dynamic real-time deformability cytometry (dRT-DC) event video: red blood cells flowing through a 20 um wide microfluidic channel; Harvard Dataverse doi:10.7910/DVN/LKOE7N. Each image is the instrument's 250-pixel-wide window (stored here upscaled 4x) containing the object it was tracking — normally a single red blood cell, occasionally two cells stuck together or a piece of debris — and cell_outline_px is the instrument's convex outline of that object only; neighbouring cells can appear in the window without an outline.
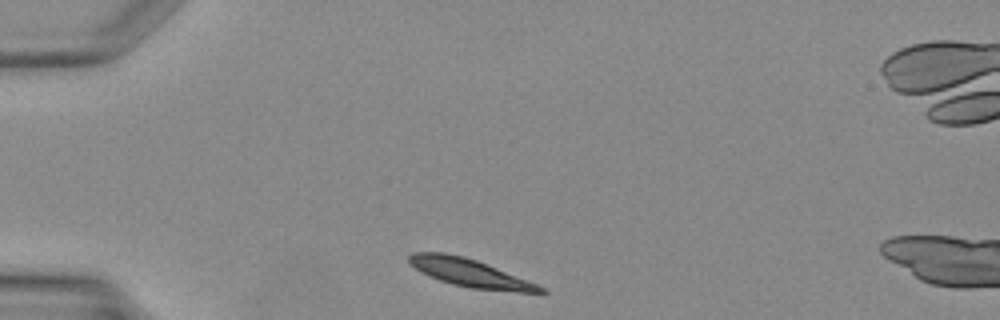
{"species": "Egyptian fruit bat (a non-hibernating species)", "species_latin": "Rousettus aegyptiacus", "temperature_condition": "warm", "stored_images_in_passage": 27, "camera_frame_rate_fps": 3000, "um_per_image_px": 0.085, "animal": {"sex": "female"}, "frame": {"image": 1, "passage_image": 1, "time_ms": 0.0, "image_size_px": [1000, 320], "cell_outline_px": [[548, 292], [516, 292], [468, 288], [452, 284], [428, 276], [420, 272], [408, 264], [408, 256], [412, 252], [444, 252], [464, 256], [476, 260], [536, 284], [544, 288]], "centroid_in_image_um": [39.84, 23.19], "position_along_channel_um": 45.2, "area_um2": 21.27}}
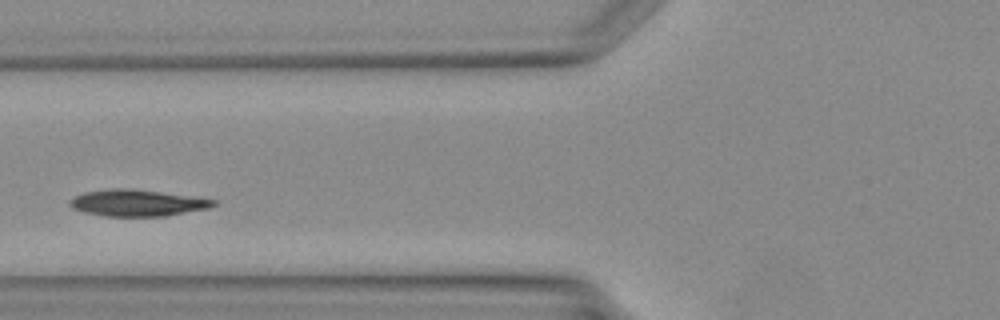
{"frame": {"image": 2, "passage_image": 7, "time_ms": 2.0, "image_size_px": [1000, 320], "cell_outline_px": [[216, 204], [208, 208], [164, 216], [104, 216], [84, 212], [72, 208], [68, 204], [76, 196], [84, 192], [112, 188], [132, 188], [216, 200]], "centroid_in_image_um": [11.63, 17.24], "position_along_channel_um": 114.2, "area_um2": 21.91}}
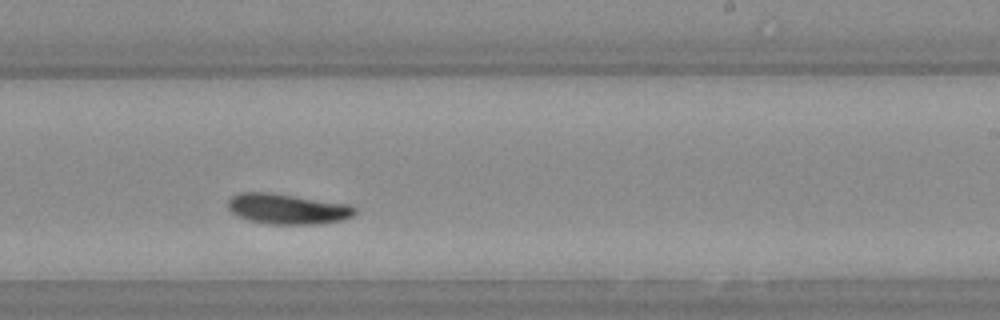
{"frame": {"image": 3, "passage_image": 16, "time_ms": 5.0, "image_size_px": [1000, 320], "cell_outline_px": [[356, 212], [352, 216], [344, 220], [320, 224], [268, 224], [248, 220], [232, 212], [228, 208], [228, 200], [232, 196], [240, 192], [268, 192], [352, 204], [356, 208]], "centroid_in_image_um": [24.48, 17.75], "position_along_channel_um": 264.5, "area_um2": 22.66}}